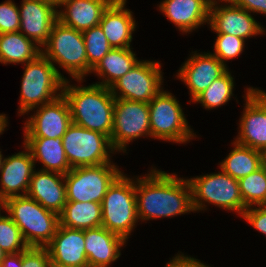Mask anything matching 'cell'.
Returning <instances> with one entry per match:
<instances>
[{
  "mask_svg": "<svg viewBox=\"0 0 266 267\" xmlns=\"http://www.w3.org/2000/svg\"><path fill=\"white\" fill-rule=\"evenodd\" d=\"M157 168L135 177L138 220L148 221L195 212L188 179Z\"/></svg>",
  "mask_w": 266,
  "mask_h": 267,
  "instance_id": "cell-1",
  "label": "cell"
},
{
  "mask_svg": "<svg viewBox=\"0 0 266 267\" xmlns=\"http://www.w3.org/2000/svg\"><path fill=\"white\" fill-rule=\"evenodd\" d=\"M62 95L68 102L72 123L111 137L116 98L110 88L93 83L71 85L67 79L63 83Z\"/></svg>",
  "mask_w": 266,
  "mask_h": 267,
  "instance_id": "cell-2",
  "label": "cell"
},
{
  "mask_svg": "<svg viewBox=\"0 0 266 267\" xmlns=\"http://www.w3.org/2000/svg\"><path fill=\"white\" fill-rule=\"evenodd\" d=\"M1 208L19 227L29 247H46L60 224L59 215L27 195L7 198Z\"/></svg>",
  "mask_w": 266,
  "mask_h": 267,
  "instance_id": "cell-3",
  "label": "cell"
},
{
  "mask_svg": "<svg viewBox=\"0 0 266 267\" xmlns=\"http://www.w3.org/2000/svg\"><path fill=\"white\" fill-rule=\"evenodd\" d=\"M41 53L55 66L64 79L59 68H63L72 80L82 83L88 74V60L83 33L63 25L59 20L53 25L47 42ZM58 64V67H56Z\"/></svg>",
  "mask_w": 266,
  "mask_h": 267,
  "instance_id": "cell-4",
  "label": "cell"
},
{
  "mask_svg": "<svg viewBox=\"0 0 266 267\" xmlns=\"http://www.w3.org/2000/svg\"><path fill=\"white\" fill-rule=\"evenodd\" d=\"M19 99V116L50 103L62 95L64 79L41 53L24 65ZM59 91V92H58Z\"/></svg>",
  "mask_w": 266,
  "mask_h": 267,
  "instance_id": "cell-5",
  "label": "cell"
},
{
  "mask_svg": "<svg viewBox=\"0 0 266 267\" xmlns=\"http://www.w3.org/2000/svg\"><path fill=\"white\" fill-rule=\"evenodd\" d=\"M122 172L108 187L102 207V226L128 241L138 223L135 179Z\"/></svg>",
  "mask_w": 266,
  "mask_h": 267,
  "instance_id": "cell-6",
  "label": "cell"
},
{
  "mask_svg": "<svg viewBox=\"0 0 266 267\" xmlns=\"http://www.w3.org/2000/svg\"><path fill=\"white\" fill-rule=\"evenodd\" d=\"M220 170L188 179L194 211L207 210L206 204L210 203L223 210L235 211L241 217L246 207L240 194L239 181Z\"/></svg>",
  "mask_w": 266,
  "mask_h": 267,
  "instance_id": "cell-7",
  "label": "cell"
},
{
  "mask_svg": "<svg viewBox=\"0 0 266 267\" xmlns=\"http://www.w3.org/2000/svg\"><path fill=\"white\" fill-rule=\"evenodd\" d=\"M150 138L184 144L196 137L176 97L162 89L149 103Z\"/></svg>",
  "mask_w": 266,
  "mask_h": 267,
  "instance_id": "cell-8",
  "label": "cell"
},
{
  "mask_svg": "<svg viewBox=\"0 0 266 267\" xmlns=\"http://www.w3.org/2000/svg\"><path fill=\"white\" fill-rule=\"evenodd\" d=\"M62 145L71 168L111 163V153H116L108 136L74 123L63 135Z\"/></svg>",
  "mask_w": 266,
  "mask_h": 267,
  "instance_id": "cell-9",
  "label": "cell"
},
{
  "mask_svg": "<svg viewBox=\"0 0 266 267\" xmlns=\"http://www.w3.org/2000/svg\"><path fill=\"white\" fill-rule=\"evenodd\" d=\"M121 173L113 162L72 168L64 175L67 201L101 203Z\"/></svg>",
  "mask_w": 266,
  "mask_h": 267,
  "instance_id": "cell-10",
  "label": "cell"
},
{
  "mask_svg": "<svg viewBox=\"0 0 266 267\" xmlns=\"http://www.w3.org/2000/svg\"><path fill=\"white\" fill-rule=\"evenodd\" d=\"M150 137L149 105L146 102L115 99L113 129L110 137L116 152L127 153L126 147L139 137Z\"/></svg>",
  "mask_w": 266,
  "mask_h": 267,
  "instance_id": "cell-11",
  "label": "cell"
},
{
  "mask_svg": "<svg viewBox=\"0 0 266 267\" xmlns=\"http://www.w3.org/2000/svg\"><path fill=\"white\" fill-rule=\"evenodd\" d=\"M161 67L156 60H139L109 87L112 95L116 99L149 103L164 88Z\"/></svg>",
  "mask_w": 266,
  "mask_h": 267,
  "instance_id": "cell-12",
  "label": "cell"
},
{
  "mask_svg": "<svg viewBox=\"0 0 266 267\" xmlns=\"http://www.w3.org/2000/svg\"><path fill=\"white\" fill-rule=\"evenodd\" d=\"M245 90V106L234 141L266 154V92L254 87Z\"/></svg>",
  "mask_w": 266,
  "mask_h": 267,
  "instance_id": "cell-13",
  "label": "cell"
},
{
  "mask_svg": "<svg viewBox=\"0 0 266 267\" xmlns=\"http://www.w3.org/2000/svg\"><path fill=\"white\" fill-rule=\"evenodd\" d=\"M219 2H224V5H220ZM208 25L215 33L234 35L244 40L252 36L264 35L266 31L250 12L228 0L210 3Z\"/></svg>",
  "mask_w": 266,
  "mask_h": 267,
  "instance_id": "cell-14",
  "label": "cell"
},
{
  "mask_svg": "<svg viewBox=\"0 0 266 267\" xmlns=\"http://www.w3.org/2000/svg\"><path fill=\"white\" fill-rule=\"evenodd\" d=\"M34 109L25 121L24 138H62L72 124L70 108L63 95Z\"/></svg>",
  "mask_w": 266,
  "mask_h": 267,
  "instance_id": "cell-15",
  "label": "cell"
},
{
  "mask_svg": "<svg viewBox=\"0 0 266 267\" xmlns=\"http://www.w3.org/2000/svg\"><path fill=\"white\" fill-rule=\"evenodd\" d=\"M192 53L190 54L192 56L177 70L176 77L185 83L190 92V99L193 101L229 69L210 51Z\"/></svg>",
  "mask_w": 266,
  "mask_h": 267,
  "instance_id": "cell-16",
  "label": "cell"
},
{
  "mask_svg": "<svg viewBox=\"0 0 266 267\" xmlns=\"http://www.w3.org/2000/svg\"><path fill=\"white\" fill-rule=\"evenodd\" d=\"M4 157L0 165V203L7 198L27 195L33 171L36 169L30 150ZM21 191V192H20Z\"/></svg>",
  "mask_w": 266,
  "mask_h": 267,
  "instance_id": "cell-17",
  "label": "cell"
},
{
  "mask_svg": "<svg viewBox=\"0 0 266 267\" xmlns=\"http://www.w3.org/2000/svg\"><path fill=\"white\" fill-rule=\"evenodd\" d=\"M19 15V31L42 48L58 21V7L45 0H22Z\"/></svg>",
  "mask_w": 266,
  "mask_h": 267,
  "instance_id": "cell-18",
  "label": "cell"
},
{
  "mask_svg": "<svg viewBox=\"0 0 266 267\" xmlns=\"http://www.w3.org/2000/svg\"><path fill=\"white\" fill-rule=\"evenodd\" d=\"M52 267H83L88 265L84 230L59 224L56 234L46 246Z\"/></svg>",
  "mask_w": 266,
  "mask_h": 267,
  "instance_id": "cell-19",
  "label": "cell"
},
{
  "mask_svg": "<svg viewBox=\"0 0 266 267\" xmlns=\"http://www.w3.org/2000/svg\"><path fill=\"white\" fill-rule=\"evenodd\" d=\"M85 251L91 267H110L121 256L126 240L103 226L84 230Z\"/></svg>",
  "mask_w": 266,
  "mask_h": 267,
  "instance_id": "cell-20",
  "label": "cell"
},
{
  "mask_svg": "<svg viewBox=\"0 0 266 267\" xmlns=\"http://www.w3.org/2000/svg\"><path fill=\"white\" fill-rule=\"evenodd\" d=\"M210 3L211 0H163L158 8L179 31L190 34L202 24H209Z\"/></svg>",
  "mask_w": 266,
  "mask_h": 267,
  "instance_id": "cell-21",
  "label": "cell"
},
{
  "mask_svg": "<svg viewBox=\"0 0 266 267\" xmlns=\"http://www.w3.org/2000/svg\"><path fill=\"white\" fill-rule=\"evenodd\" d=\"M27 196L36 200L47 210L60 215L67 203L64 175L35 169Z\"/></svg>",
  "mask_w": 266,
  "mask_h": 267,
  "instance_id": "cell-22",
  "label": "cell"
},
{
  "mask_svg": "<svg viewBox=\"0 0 266 267\" xmlns=\"http://www.w3.org/2000/svg\"><path fill=\"white\" fill-rule=\"evenodd\" d=\"M126 0H114L103 12L99 25L113 48H131L137 23L133 12L125 8Z\"/></svg>",
  "mask_w": 266,
  "mask_h": 267,
  "instance_id": "cell-23",
  "label": "cell"
},
{
  "mask_svg": "<svg viewBox=\"0 0 266 267\" xmlns=\"http://www.w3.org/2000/svg\"><path fill=\"white\" fill-rule=\"evenodd\" d=\"M114 0H63L59 5L58 20L77 31L99 25L103 12ZM61 7V8H60Z\"/></svg>",
  "mask_w": 266,
  "mask_h": 267,
  "instance_id": "cell-24",
  "label": "cell"
},
{
  "mask_svg": "<svg viewBox=\"0 0 266 267\" xmlns=\"http://www.w3.org/2000/svg\"><path fill=\"white\" fill-rule=\"evenodd\" d=\"M23 144L30 150L34 163H41L40 170L65 175L72 168L65 155L62 138H24Z\"/></svg>",
  "mask_w": 266,
  "mask_h": 267,
  "instance_id": "cell-25",
  "label": "cell"
},
{
  "mask_svg": "<svg viewBox=\"0 0 266 267\" xmlns=\"http://www.w3.org/2000/svg\"><path fill=\"white\" fill-rule=\"evenodd\" d=\"M132 48H112L91 70L101 82L94 84L110 87L114 82L129 72L139 61Z\"/></svg>",
  "mask_w": 266,
  "mask_h": 267,
  "instance_id": "cell-26",
  "label": "cell"
},
{
  "mask_svg": "<svg viewBox=\"0 0 266 267\" xmlns=\"http://www.w3.org/2000/svg\"><path fill=\"white\" fill-rule=\"evenodd\" d=\"M231 143L234 148L220 162L219 169H222L234 179L239 180L257 171L266 163V154L262 151L240 145L235 141Z\"/></svg>",
  "mask_w": 266,
  "mask_h": 267,
  "instance_id": "cell-27",
  "label": "cell"
},
{
  "mask_svg": "<svg viewBox=\"0 0 266 267\" xmlns=\"http://www.w3.org/2000/svg\"><path fill=\"white\" fill-rule=\"evenodd\" d=\"M41 54V47L20 31L0 34V63L25 64Z\"/></svg>",
  "mask_w": 266,
  "mask_h": 267,
  "instance_id": "cell-28",
  "label": "cell"
},
{
  "mask_svg": "<svg viewBox=\"0 0 266 267\" xmlns=\"http://www.w3.org/2000/svg\"><path fill=\"white\" fill-rule=\"evenodd\" d=\"M60 225L87 230L102 226L101 203L67 201L59 215Z\"/></svg>",
  "mask_w": 266,
  "mask_h": 267,
  "instance_id": "cell-29",
  "label": "cell"
},
{
  "mask_svg": "<svg viewBox=\"0 0 266 267\" xmlns=\"http://www.w3.org/2000/svg\"><path fill=\"white\" fill-rule=\"evenodd\" d=\"M234 76L228 70L223 76L214 80L212 84L192 102L200 103L206 110L215 109L227 104L234 96Z\"/></svg>",
  "mask_w": 266,
  "mask_h": 267,
  "instance_id": "cell-30",
  "label": "cell"
},
{
  "mask_svg": "<svg viewBox=\"0 0 266 267\" xmlns=\"http://www.w3.org/2000/svg\"><path fill=\"white\" fill-rule=\"evenodd\" d=\"M239 188L245 207L265 206L266 163L257 171L240 178Z\"/></svg>",
  "mask_w": 266,
  "mask_h": 267,
  "instance_id": "cell-31",
  "label": "cell"
},
{
  "mask_svg": "<svg viewBox=\"0 0 266 267\" xmlns=\"http://www.w3.org/2000/svg\"><path fill=\"white\" fill-rule=\"evenodd\" d=\"M88 60V75L98 62L113 48L100 25L82 32Z\"/></svg>",
  "mask_w": 266,
  "mask_h": 267,
  "instance_id": "cell-32",
  "label": "cell"
},
{
  "mask_svg": "<svg viewBox=\"0 0 266 267\" xmlns=\"http://www.w3.org/2000/svg\"><path fill=\"white\" fill-rule=\"evenodd\" d=\"M0 207V247L7 254H16L26 250L29 246L25 242L19 227L8 215H1Z\"/></svg>",
  "mask_w": 266,
  "mask_h": 267,
  "instance_id": "cell-33",
  "label": "cell"
},
{
  "mask_svg": "<svg viewBox=\"0 0 266 267\" xmlns=\"http://www.w3.org/2000/svg\"><path fill=\"white\" fill-rule=\"evenodd\" d=\"M213 55L225 66L226 61L238 57L244 50L245 40L234 35L216 33Z\"/></svg>",
  "mask_w": 266,
  "mask_h": 267,
  "instance_id": "cell-34",
  "label": "cell"
},
{
  "mask_svg": "<svg viewBox=\"0 0 266 267\" xmlns=\"http://www.w3.org/2000/svg\"><path fill=\"white\" fill-rule=\"evenodd\" d=\"M20 28L19 7L12 0L0 3V34L18 32Z\"/></svg>",
  "mask_w": 266,
  "mask_h": 267,
  "instance_id": "cell-35",
  "label": "cell"
},
{
  "mask_svg": "<svg viewBox=\"0 0 266 267\" xmlns=\"http://www.w3.org/2000/svg\"><path fill=\"white\" fill-rule=\"evenodd\" d=\"M22 267H52L46 247H28L22 251Z\"/></svg>",
  "mask_w": 266,
  "mask_h": 267,
  "instance_id": "cell-36",
  "label": "cell"
},
{
  "mask_svg": "<svg viewBox=\"0 0 266 267\" xmlns=\"http://www.w3.org/2000/svg\"><path fill=\"white\" fill-rule=\"evenodd\" d=\"M246 220L255 230L266 235V207L252 206L245 209L241 218Z\"/></svg>",
  "mask_w": 266,
  "mask_h": 267,
  "instance_id": "cell-37",
  "label": "cell"
},
{
  "mask_svg": "<svg viewBox=\"0 0 266 267\" xmlns=\"http://www.w3.org/2000/svg\"><path fill=\"white\" fill-rule=\"evenodd\" d=\"M206 264L199 259L184 255L182 252L175 254V256L166 263L165 267H204Z\"/></svg>",
  "mask_w": 266,
  "mask_h": 267,
  "instance_id": "cell-38",
  "label": "cell"
},
{
  "mask_svg": "<svg viewBox=\"0 0 266 267\" xmlns=\"http://www.w3.org/2000/svg\"><path fill=\"white\" fill-rule=\"evenodd\" d=\"M230 3L246 9L248 12L266 15V0H228Z\"/></svg>",
  "mask_w": 266,
  "mask_h": 267,
  "instance_id": "cell-39",
  "label": "cell"
},
{
  "mask_svg": "<svg viewBox=\"0 0 266 267\" xmlns=\"http://www.w3.org/2000/svg\"><path fill=\"white\" fill-rule=\"evenodd\" d=\"M0 267H22V252L7 254L2 260Z\"/></svg>",
  "mask_w": 266,
  "mask_h": 267,
  "instance_id": "cell-40",
  "label": "cell"
},
{
  "mask_svg": "<svg viewBox=\"0 0 266 267\" xmlns=\"http://www.w3.org/2000/svg\"><path fill=\"white\" fill-rule=\"evenodd\" d=\"M8 117L6 116V114H0V135L3 134V132L7 129L6 127H8Z\"/></svg>",
  "mask_w": 266,
  "mask_h": 267,
  "instance_id": "cell-41",
  "label": "cell"
},
{
  "mask_svg": "<svg viewBox=\"0 0 266 267\" xmlns=\"http://www.w3.org/2000/svg\"><path fill=\"white\" fill-rule=\"evenodd\" d=\"M48 2L53 3L56 7H59V5L62 3L63 0H45Z\"/></svg>",
  "mask_w": 266,
  "mask_h": 267,
  "instance_id": "cell-42",
  "label": "cell"
},
{
  "mask_svg": "<svg viewBox=\"0 0 266 267\" xmlns=\"http://www.w3.org/2000/svg\"><path fill=\"white\" fill-rule=\"evenodd\" d=\"M7 253L0 247V265Z\"/></svg>",
  "mask_w": 266,
  "mask_h": 267,
  "instance_id": "cell-43",
  "label": "cell"
},
{
  "mask_svg": "<svg viewBox=\"0 0 266 267\" xmlns=\"http://www.w3.org/2000/svg\"><path fill=\"white\" fill-rule=\"evenodd\" d=\"M2 156H3L2 151H0V165H1V161H2Z\"/></svg>",
  "mask_w": 266,
  "mask_h": 267,
  "instance_id": "cell-44",
  "label": "cell"
}]
</instances>
